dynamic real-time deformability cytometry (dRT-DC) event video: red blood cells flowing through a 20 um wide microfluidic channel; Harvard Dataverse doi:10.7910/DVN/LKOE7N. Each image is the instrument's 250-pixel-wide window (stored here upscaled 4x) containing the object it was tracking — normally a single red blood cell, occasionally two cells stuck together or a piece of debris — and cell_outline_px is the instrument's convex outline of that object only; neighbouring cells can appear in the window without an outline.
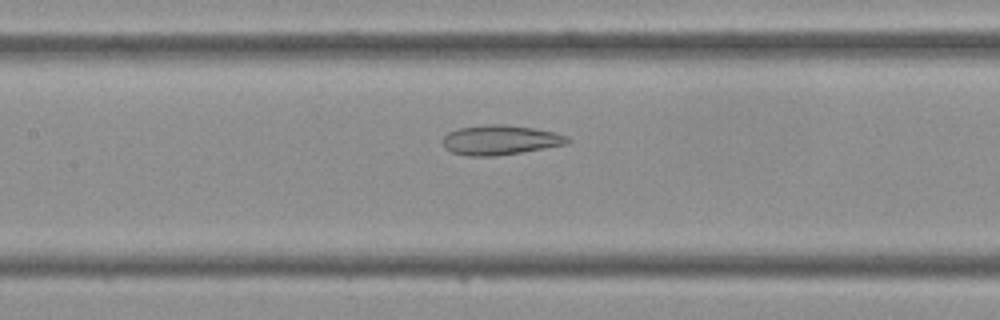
{"species": "Egyptian fruit bat (a non-hibernating species)", "species_latin": "Rousettus aegyptiacus", "temperature_condition": "cold", "stored_images_in_passage": 44, "camera_frame_rate_fps": 3000, "um_per_image_px": 0.085, "frame": {"image": 1, "passage_image": 20, "time_ms": 6.333, "image_size_px": [1000, 320], "cell_outline_px": [[572, 140], [568, 144], [496, 156], [468, 156], [452, 152], [444, 148], [440, 140], [448, 132], [460, 128], [488, 124], [504, 124], [536, 128], [556, 132], [568, 136]], "centroid_in_image_um": [42.53, 11.89], "position_along_channel_um": 164.9, "area_um2": 21.85}}
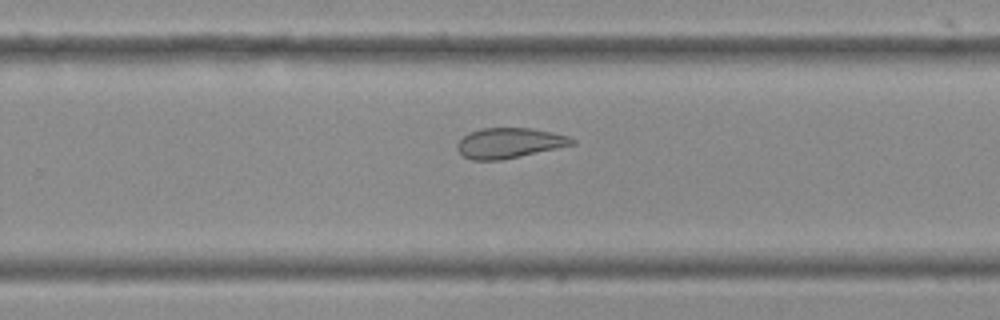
{"frame": {"image": 2, "passage_image": 28, "time_ms": 9.0, "image_size_px": [1000, 320], "cell_outline_px": [[576, 144], [520, 156], [500, 160], [472, 160], [464, 156], [456, 148], [456, 144], [468, 132], [480, 128], [532, 128], [552, 132], [568, 136], [576, 140]], "centroid_in_image_um": [43.29, 12.15], "position_along_channel_um": 286.5, "area_um2": 20.23}}
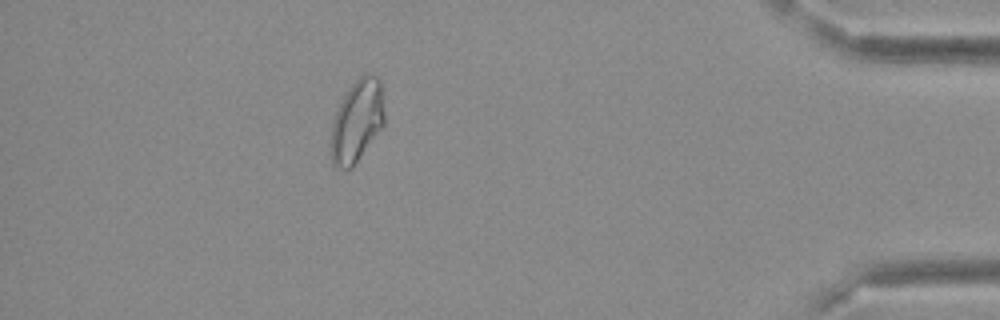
{"frame": {"image": 3, "passage_image": 39, "time_ms": 12.667, "image_size_px": [1000, 320], "cell_outline_px": [[384, 124], [352, 168], [336, 168], [332, 164], [328, 152], [332, 124], [336, 112], [348, 88], [364, 72], [376, 76], [380, 80], [384, 112]], "centroid_in_image_um": [30.3, 10.32], "position_along_channel_um": 404.9, "area_um2": 25.78}}